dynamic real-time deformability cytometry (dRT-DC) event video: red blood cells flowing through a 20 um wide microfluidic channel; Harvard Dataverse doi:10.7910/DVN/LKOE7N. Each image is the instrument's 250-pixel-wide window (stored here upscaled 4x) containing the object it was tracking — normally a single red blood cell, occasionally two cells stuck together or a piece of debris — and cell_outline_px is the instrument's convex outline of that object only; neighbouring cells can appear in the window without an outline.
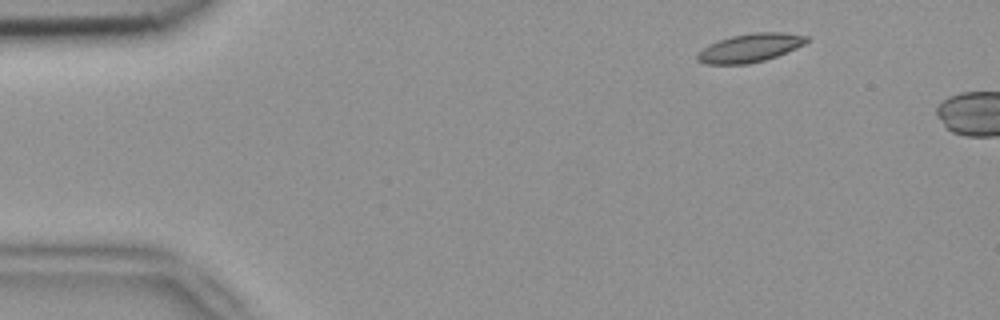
{"species": "common noctule bat (a hibernating species)", "species_latin": "Nyctalus noctula", "temperature_condition": "room temperature", "stored_images_in_passage": 2, "camera_frame_rate_fps": 3000, "um_per_image_px": 0.085, "animal": {"sex": "female", "body_mass_g": 18.4}, "frame": {"image": 1, "passage_image": 1, "time_ms": 0.0, "image_size_px": [1000, 320], "cell_outline_px": [[808, 40], [804, 44], [796, 48], [776, 56], [764, 60], [748, 64], [704, 64], [696, 60], [696, 52], [720, 40], [732, 36], [756, 32], [784, 32], [808, 36]], "centroid_in_image_um": [63.74, 4.07], "position_along_channel_um": 21.3, "area_um2": 17.98}}